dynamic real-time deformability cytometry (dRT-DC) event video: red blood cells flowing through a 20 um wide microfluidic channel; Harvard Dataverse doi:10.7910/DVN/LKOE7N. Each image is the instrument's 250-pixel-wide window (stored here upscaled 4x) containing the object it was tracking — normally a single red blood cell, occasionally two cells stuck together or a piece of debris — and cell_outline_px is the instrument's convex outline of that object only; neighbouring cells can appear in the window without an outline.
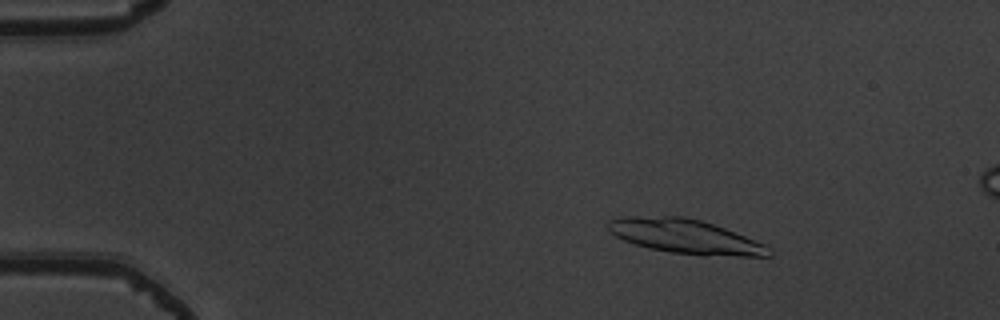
{"species": "common noctule bat (a hibernating species)", "species_latin": "Nyctalus noctula", "temperature_condition": "warm", "stored_images_in_passage": 17, "camera_frame_rate_fps": 3000, "um_per_image_px": 0.085, "animal": {"sex": "male", "body_mass_g": 19.5, "forearm_length_mm": 54.6}, "frame": {"image": 1, "passage_image": 8, "time_ms": 2.333, "image_size_px": [1000, 320], "cell_outline_px": [[772, 256], [704, 256], [672, 252], [648, 248], [624, 240], [616, 236], [608, 228], [608, 220], [616, 216], [684, 216], [700, 220], [724, 228], [764, 244], [772, 252]], "centroid_in_image_um": [58.21, 20.09], "position_along_channel_um": 26.8, "area_um2": 32.02}}